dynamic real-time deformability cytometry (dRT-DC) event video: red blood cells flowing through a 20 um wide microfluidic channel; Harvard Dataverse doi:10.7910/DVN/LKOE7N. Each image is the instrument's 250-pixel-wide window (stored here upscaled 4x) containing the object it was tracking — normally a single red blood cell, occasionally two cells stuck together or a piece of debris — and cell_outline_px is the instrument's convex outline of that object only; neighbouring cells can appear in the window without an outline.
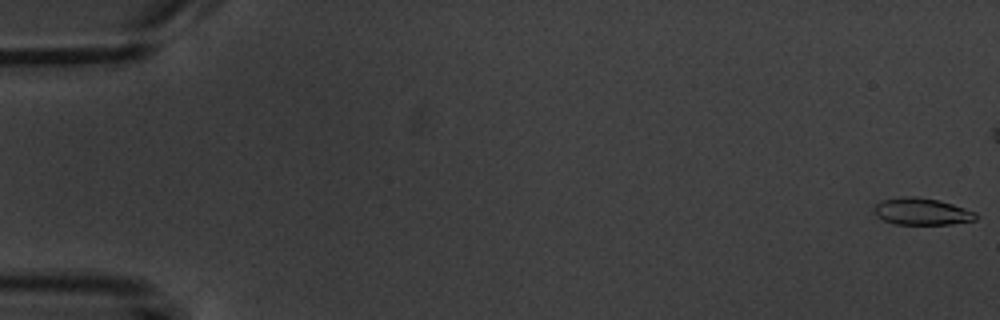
{"species": "common noctule bat (a hibernating species)", "species_latin": "Nyctalus noctula", "temperature_condition": "warm", "stored_images_in_passage": 11, "camera_frame_rate_fps": 3000, "um_per_image_px": 0.085, "animal": {"sex": "male", "body_mass_g": 20.1, "forearm_length_mm": 53.5}, "frame": {"image": 1, "passage_image": 1, "time_ms": 0.0, "image_size_px": [1000, 320], "cell_outline_px": [[976, 220], [952, 224], [896, 224], [884, 220], [876, 216], [872, 212], [876, 204], [884, 200], [904, 196], [916, 196], [940, 200], [976, 212]], "centroid_in_image_um": [78.34, 17.97], "position_along_channel_um": 6.7, "area_um2": 15.95}}
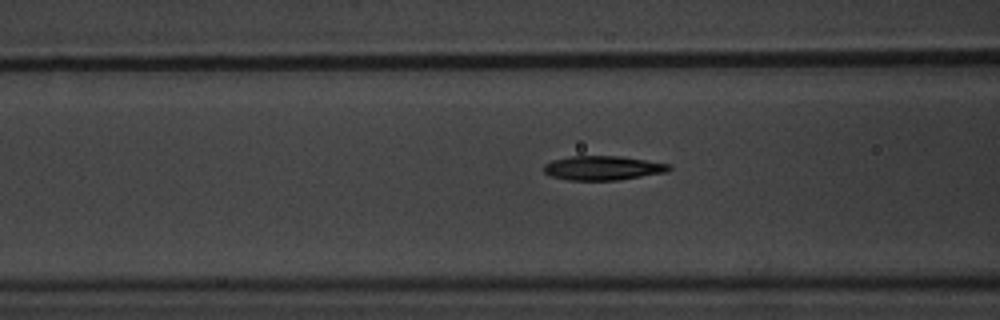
{"frame": {"image": 2, "passage_image": 8, "time_ms": 9.333, "image_size_px": [1000, 320], "cell_outline_px": [[672, 168], [668, 172], [616, 180], [568, 180], [552, 176], [544, 172], [544, 164], [552, 160], [572, 156], [620, 156], [672, 164]], "centroid_in_image_um": [51.27, 14.27], "position_along_channel_um": 115.3, "area_um2": 17.69}}
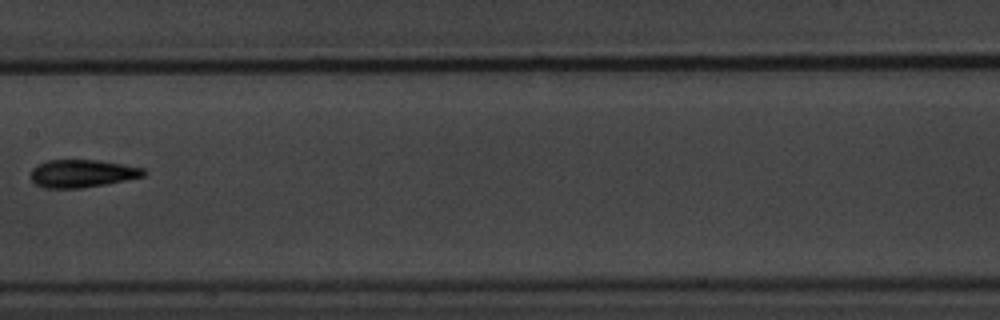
{"frame": {"image": 3, "passage_image": 10, "time_ms": 11.667, "image_size_px": [1000, 320], "cell_outline_px": [[144, 176], [104, 184], [80, 188], [44, 188], [36, 184], [32, 180], [32, 168], [36, 164], [44, 160], [96, 160], [144, 168]], "centroid_in_image_um": [6.92, 14.74], "position_along_channel_um": 200.5, "area_um2": 18.03}}